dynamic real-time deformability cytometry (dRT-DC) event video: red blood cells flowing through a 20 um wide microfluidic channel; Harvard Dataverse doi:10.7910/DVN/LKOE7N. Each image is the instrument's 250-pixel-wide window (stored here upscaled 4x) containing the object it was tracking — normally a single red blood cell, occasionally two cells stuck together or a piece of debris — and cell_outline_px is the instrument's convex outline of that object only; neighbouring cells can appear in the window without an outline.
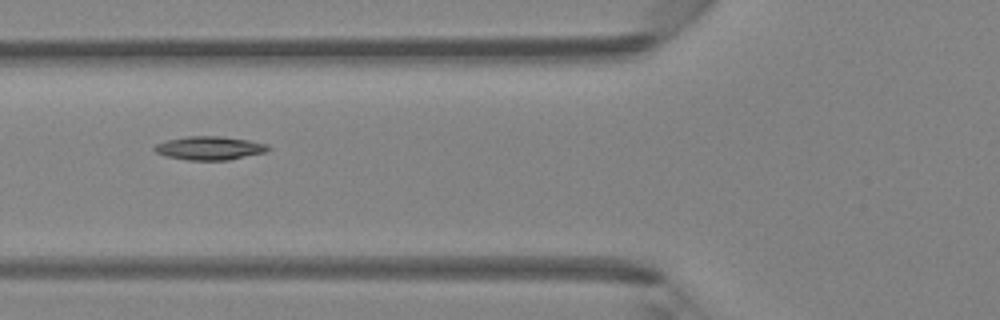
{"species": "Egyptian fruit bat (a non-hibernating species)", "species_latin": "Rousettus aegyptiacus", "temperature_condition": "room temperature", "stored_images_in_passage": 5, "camera_frame_rate_fps": 3000, "um_per_image_px": 0.085, "animal": {"sex": "female"}, "frame": {"image": 1, "passage_image": 5, "time_ms": 4.667, "image_size_px": [1000, 320], "cell_outline_px": [[272, 148], [268, 152], [228, 160], [188, 160], [164, 156], [156, 152], [152, 148], [156, 144], [168, 140], [188, 136], [220, 136], [248, 140], [268, 144]], "centroid_in_image_um": [17.85, 12.59], "position_along_channel_um": 108.0, "area_um2": 15.72}}